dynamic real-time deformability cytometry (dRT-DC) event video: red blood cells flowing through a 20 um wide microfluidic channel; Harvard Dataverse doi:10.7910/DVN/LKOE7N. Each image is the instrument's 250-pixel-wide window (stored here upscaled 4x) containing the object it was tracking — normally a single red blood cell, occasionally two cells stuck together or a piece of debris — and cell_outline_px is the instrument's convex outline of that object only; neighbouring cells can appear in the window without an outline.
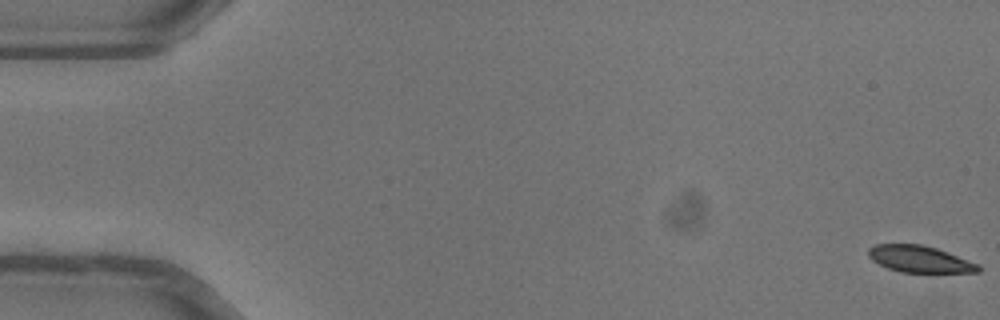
{"species": "common noctule bat (a hibernating species)", "species_latin": "Nyctalus noctula", "temperature_condition": "warm", "stored_images_in_passage": 7, "camera_frame_rate_fps": 3000, "um_per_image_px": 0.085, "animal": {"sex": "female"}, "frame": {"image": 1, "passage_image": 1, "time_ms": 0.0, "image_size_px": [1000, 320], "cell_outline_px": [[980, 272], [900, 272], [888, 268], [872, 260], [868, 256], [868, 248], [876, 244], [920, 244], [936, 248], [948, 252], [980, 264]], "centroid_in_image_um": [78.18, 22.02], "position_along_channel_um": 6.8, "area_um2": 17.05}}